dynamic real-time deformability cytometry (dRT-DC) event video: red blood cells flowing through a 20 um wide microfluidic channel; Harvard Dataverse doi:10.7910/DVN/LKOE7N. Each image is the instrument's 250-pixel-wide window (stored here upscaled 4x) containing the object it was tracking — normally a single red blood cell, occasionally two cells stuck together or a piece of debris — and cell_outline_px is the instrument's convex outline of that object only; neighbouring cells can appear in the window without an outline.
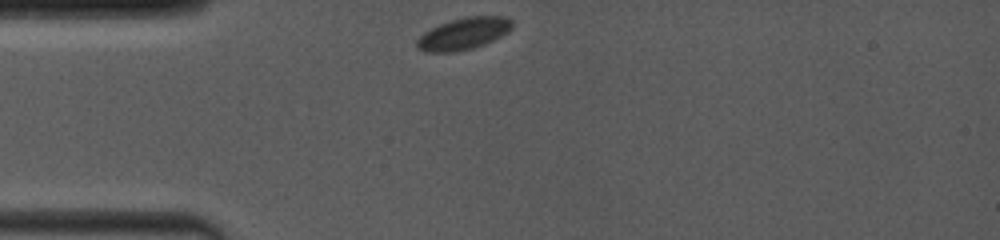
{"species": "common noctule bat (a hibernating species)", "species_latin": "Nyctalus noctula", "temperature_condition": "room temperature", "stored_images_in_passage": 34, "camera_frame_rate_fps": 4000, "um_per_image_px": 0.085, "animal": {"sex": "female", "body_mass_g": 19.0, "forearm_length_mm": 53.3}, "frame": {"image": 1, "passage_image": 1, "time_ms": 0.0, "image_size_px": [1000, 240], "cell_outline_px": [[512, 28], [508, 32], [484, 44], [472, 48], [456, 52], [424, 52], [416, 48], [416, 40], [424, 32], [440, 24], [452, 20], [468, 16], [504, 16], [512, 20]], "centroid_in_image_um": [39.39, 2.87], "position_along_channel_um": 45.6, "area_um2": 17.63}}
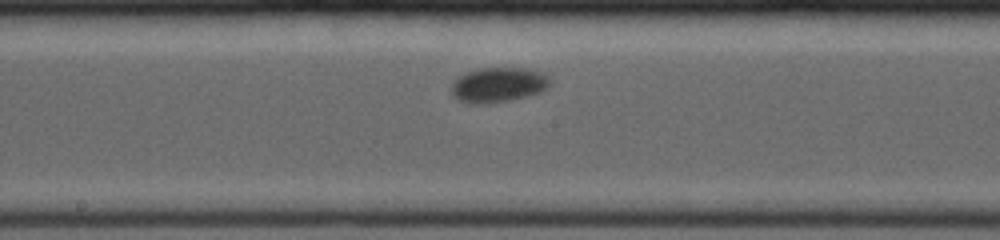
{"frame": {"image": 2, "passage_image": 14, "time_ms": 5.0, "image_size_px": [1000, 240], "cell_outline_px": [[548, 84], [540, 92], [528, 96], [488, 104], [468, 104], [456, 100], [452, 96], [452, 84], [460, 76], [468, 72], [480, 68], [524, 68], [548, 76]], "centroid_in_image_um": [42.28, 7.24], "position_along_channel_um": 205.9, "area_um2": 19.77}}
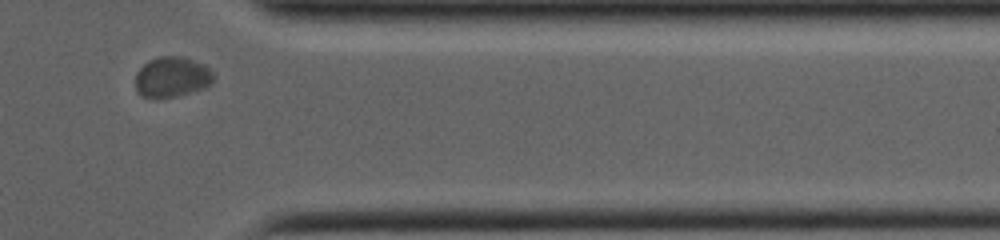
{"frame": {"image": 3, "passage_image": 29, "time_ms": 10.25, "image_size_px": [1000, 240], "cell_outline_px": [[216, 80], [212, 84], [204, 88], [192, 92], [176, 96], [156, 100], [152, 100], [140, 96], [136, 88], [136, 72], [148, 60], [160, 56], [180, 56], [204, 64], [212, 72]], "centroid_in_image_um": [14.6, 6.58], "position_along_channel_um": 396.8, "area_um2": 18.84}, "authors_computed_cell_mechanics": {"area_um2": 18.4382, "velocity_mm_per_s": 3.6242, "shape_relaxation_time_tau1_ms": 1.1963, "shape_relaxation_time_tau2_ms": null, "deformation_change_tau1": 0.0382, "deformation_change_tau2": null}}